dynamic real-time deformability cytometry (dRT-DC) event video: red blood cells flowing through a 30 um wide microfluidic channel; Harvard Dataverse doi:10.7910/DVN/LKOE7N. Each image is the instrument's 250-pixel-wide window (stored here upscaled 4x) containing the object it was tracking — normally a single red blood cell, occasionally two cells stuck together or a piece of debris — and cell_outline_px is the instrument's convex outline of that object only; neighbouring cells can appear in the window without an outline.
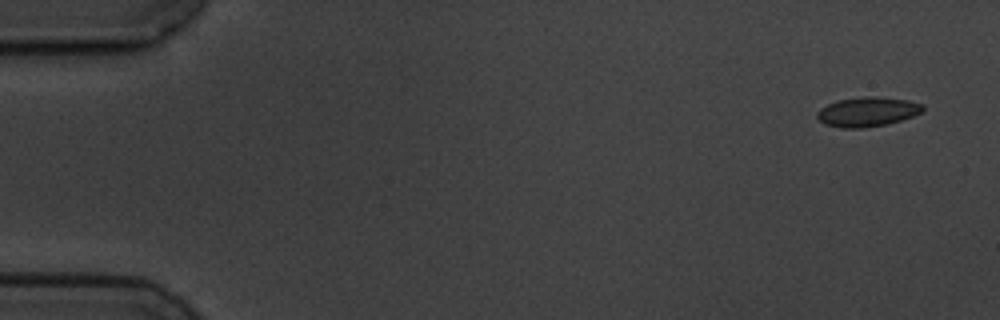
{"species": "common noctule bat (a hibernating species)", "species_latin": "Nyctalus noctula", "temperature_condition": "cold", "stored_images_in_passage": 5, "camera_frame_rate_fps": 3000, "um_per_image_px": 0.085, "animal": {"sex": "male", "body_mass_g": 19.5, "forearm_length_mm": 54.6}, "frame": {"image": 1, "passage_image": 1, "time_ms": 0.0, "image_size_px": [1000, 320], "cell_outline_px": [[924, 108], [920, 112], [912, 116], [888, 124], [864, 128], [840, 128], [824, 124], [816, 116], [816, 112], [820, 108], [828, 104], [840, 100], [864, 96], [872, 96], [908, 100], [924, 104]], "centroid_in_image_um": [73.71, 9.51], "position_along_channel_um": 11.3, "area_um2": 18.15}}
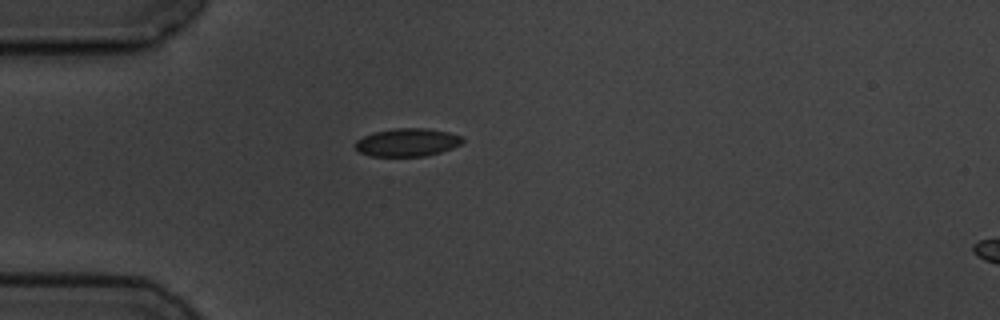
{"frame": {"image": 2, "passage_image": 5, "time_ms": 4.333, "image_size_px": [1000, 320], "cell_outline_px": [[464, 140], [460, 144], [452, 148], [440, 152], [424, 156], [368, 156], [360, 152], [356, 148], [356, 140], [372, 132], [396, 128], [428, 128], [448, 132], [460, 136]], "centroid_in_image_um": [34.6, 12.1], "position_along_channel_um": 50.4, "area_um2": 17.46}}